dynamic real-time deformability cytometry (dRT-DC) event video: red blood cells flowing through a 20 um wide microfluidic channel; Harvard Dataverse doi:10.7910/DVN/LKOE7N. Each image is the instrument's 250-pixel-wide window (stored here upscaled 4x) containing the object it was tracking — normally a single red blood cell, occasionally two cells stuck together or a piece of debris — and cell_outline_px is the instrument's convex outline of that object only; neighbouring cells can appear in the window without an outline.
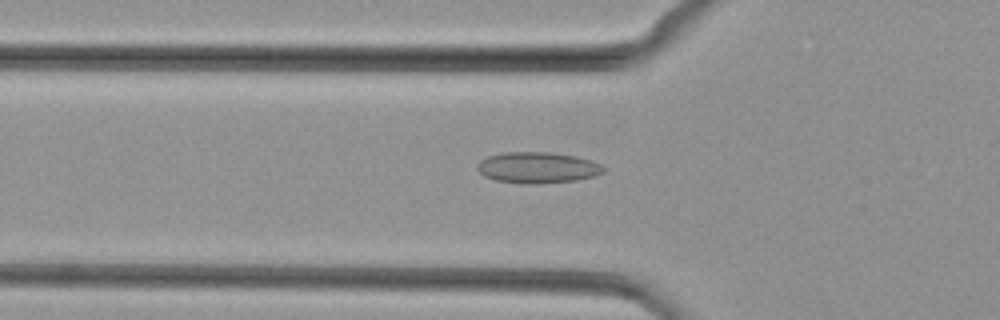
{"species": "common noctule bat (a hibernating species)", "species_latin": "Nyctalus noctula", "temperature_condition": "cold", "stored_images_in_passage": 49, "camera_frame_rate_fps": 3000, "um_per_image_px": 0.085, "animal": {"sex": "female", "body_mass_g": 29.2, "forearm_length_mm": 56.3}, "frame": {"image": 1, "passage_image": 17, "time_ms": 5.333, "image_size_px": [1000, 320], "cell_outline_px": [[604, 172], [596, 176], [576, 180], [540, 184], [528, 184], [496, 180], [484, 176], [476, 168], [476, 164], [480, 160], [488, 156], [504, 152], [548, 152], [576, 156], [592, 160], [600, 164], [604, 168]], "centroid_in_image_um": [45.69, 14.24], "position_along_channel_um": 80.1, "area_um2": 23.0}}
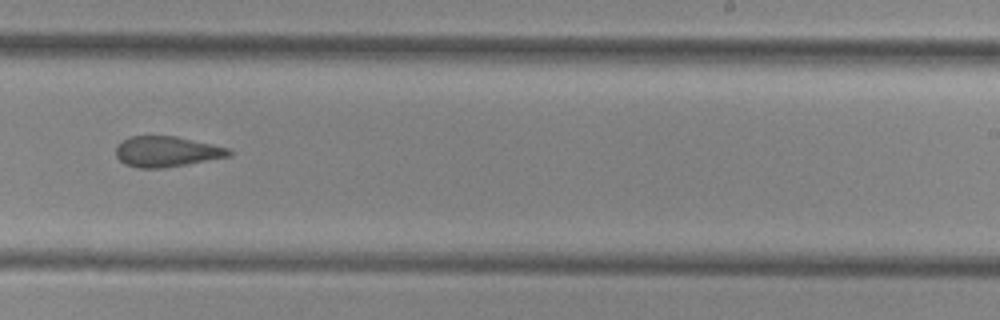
{"frame": {"image": 2, "passage_image": 31, "time_ms": 10.0, "image_size_px": [1000, 320], "cell_outline_px": [[232, 156], [164, 168], [140, 168], [124, 164], [116, 156], [116, 144], [128, 136], [176, 136], [212, 144], [228, 148], [232, 152]], "centroid_in_image_um": [14.15, 12.88], "position_along_channel_um": 274.9, "area_um2": 20.23}}
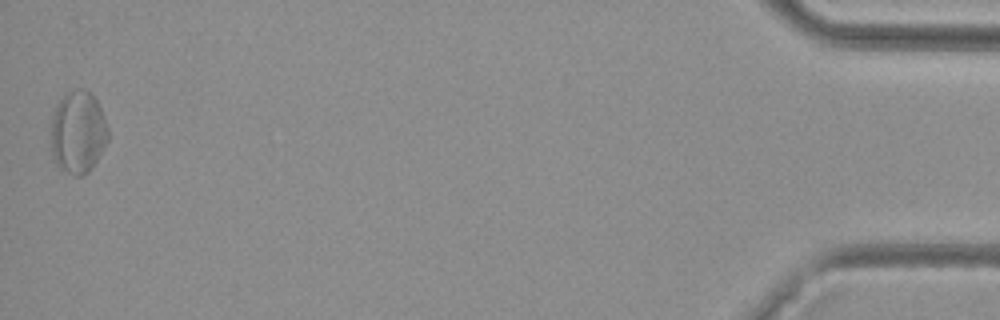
{"frame": {"image": 3, "passage_image": 49, "time_ms": 16.0, "image_size_px": [1000, 320], "cell_outline_px": [[108, 140], [92, 168], [88, 172], [80, 176], [72, 176], [60, 168], [56, 164], [52, 156], [52, 116], [56, 104], [64, 92], [80, 88], [88, 92], [96, 100], [104, 116], [108, 128]], "centroid_in_image_um": [6.62, 11.24], "position_along_channel_um": 428.6, "area_um2": 27.51}}